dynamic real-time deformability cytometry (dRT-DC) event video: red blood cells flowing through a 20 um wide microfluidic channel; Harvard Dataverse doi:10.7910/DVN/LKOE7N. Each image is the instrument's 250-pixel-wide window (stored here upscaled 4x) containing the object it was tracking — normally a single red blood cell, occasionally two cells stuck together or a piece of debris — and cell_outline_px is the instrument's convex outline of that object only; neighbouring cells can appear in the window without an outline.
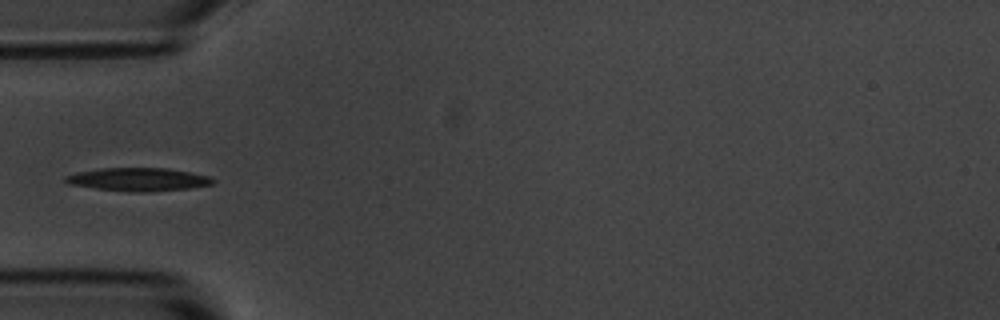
{"species": "common noctule bat (a hibernating species)", "species_latin": "Nyctalus noctula", "temperature_condition": "room temperature", "stored_images_in_passage": 4, "camera_frame_rate_fps": 3000, "um_per_image_px": 0.085, "animal": {"sex": "male", "body_mass_g": 20.1, "forearm_length_mm": 53.5}, "frame": {"image": 1, "passage_image": 4, "time_ms": 4.333, "image_size_px": [1000, 320], "cell_outline_px": [[216, 180], [212, 184], [192, 188], [148, 192], [132, 192], [96, 188], [68, 184], [64, 180], [64, 176], [76, 172], [100, 168], [168, 168], [192, 172], [208, 176]], "centroid_in_image_um": [11.76, 15.25], "position_along_channel_um": 73.2, "area_um2": 20.06}}